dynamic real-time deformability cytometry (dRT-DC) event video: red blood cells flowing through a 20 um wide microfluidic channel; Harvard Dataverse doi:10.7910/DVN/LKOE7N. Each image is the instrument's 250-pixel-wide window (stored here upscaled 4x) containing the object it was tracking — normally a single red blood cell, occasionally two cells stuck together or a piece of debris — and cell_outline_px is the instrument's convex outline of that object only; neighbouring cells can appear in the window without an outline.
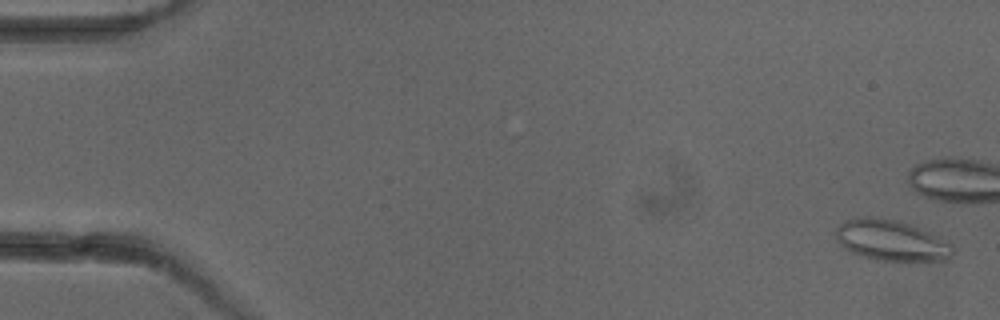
{"species": "common noctule bat (a hibernating species)", "species_latin": "Nyctalus noctula", "temperature_condition": "cold", "stored_images_in_passage": 5, "camera_frame_rate_fps": 3000, "um_per_image_px": 0.085, "animal": {"sex": "female"}, "frame": {"image": 1, "passage_image": 1, "time_ms": 0.0, "image_size_px": [1000, 320], "cell_outline_px": [[956, 248], [952, 256], [948, 260], [876, 260], [852, 252], [844, 248], [836, 240], [836, 228], [844, 220], [852, 216], [872, 216], [900, 220], [920, 228], [952, 244]], "centroid_in_image_um": [75.73, 20.4], "position_along_channel_um": 9.3, "area_um2": 28.03}}